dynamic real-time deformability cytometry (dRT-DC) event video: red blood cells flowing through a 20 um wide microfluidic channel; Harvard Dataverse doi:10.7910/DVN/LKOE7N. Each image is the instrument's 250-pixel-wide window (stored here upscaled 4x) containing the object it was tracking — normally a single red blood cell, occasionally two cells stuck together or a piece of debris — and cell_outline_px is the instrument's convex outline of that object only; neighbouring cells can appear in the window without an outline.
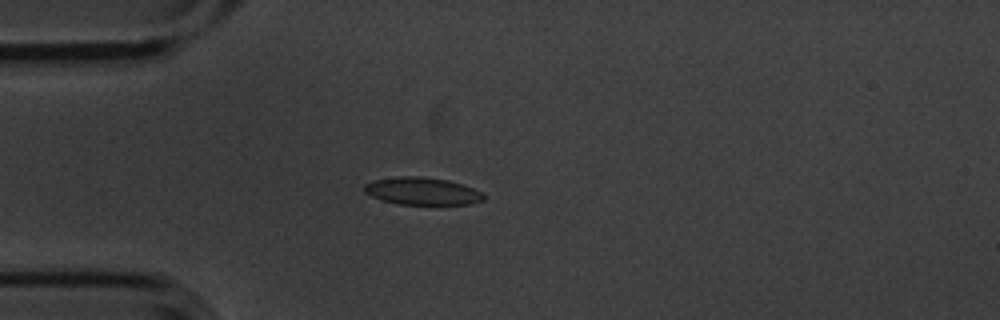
{"species": "common noctule bat (a hibernating species)", "species_latin": "Nyctalus noctula", "temperature_condition": "cold", "stored_images_in_passage": 4, "camera_frame_rate_fps": 3000, "um_per_image_px": 0.085, "animal": {"sex": "male", "body_mass_g": 20.1, "forearm_length_mm": 53.5}, "frame": {"image": 1, "passage_image": 4, "time_ms": 1.0, "image_size_px": [1000, 320], "cell_outline_px": [[484, 200], [472, 204], [396, 204], [380, 200], [364, 192], [364, 184], [376, 180], [400, 176], [420, 176], [448, 180], [464, 184], [480, 192], [484, 196]], "centroid_in_image_um": [35.88, 16.25], "position_along_channel_um": 49.1, "area_um2": 19.07}}